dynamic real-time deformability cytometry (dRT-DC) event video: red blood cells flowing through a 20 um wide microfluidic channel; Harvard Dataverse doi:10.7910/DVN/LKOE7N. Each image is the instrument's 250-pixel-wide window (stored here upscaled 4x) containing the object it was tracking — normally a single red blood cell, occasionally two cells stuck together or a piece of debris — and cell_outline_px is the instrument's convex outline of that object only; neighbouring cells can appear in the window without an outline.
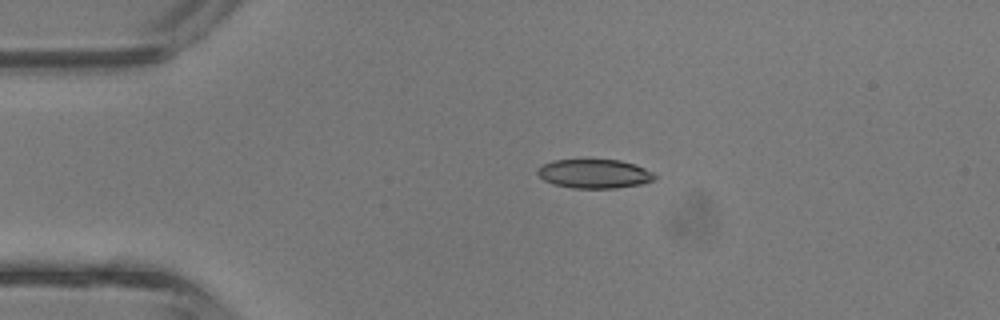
{"species": "common noctule bat (a hibernating species)", "species_latin": "Nyctalus noctula", "temperature_condition": "room temperature", "stored_images_in_passage": 5, "camera_frame_rate_fps": 3000, "um_per_image_px": 0.085, "animal": {"sex": "male", "body_mass_g": 13.3}, "frame": {"image": 1, "passage_image": 3, "time_ms": 0.667, "image_size_px": [1000, 320], "cell_outline_px": [[656, 176], [652, 180], [644, 184], [616, 188], [572, 188], [552, 184], [544, 180], [536, 172], [544, 164], [552, 160], [620, 160], [644, 168], [652, 172]], "centroid_in_image_um": [50.52, 14.78], "position_along_channel_um": 34.5, "area_um2": 19.65}}
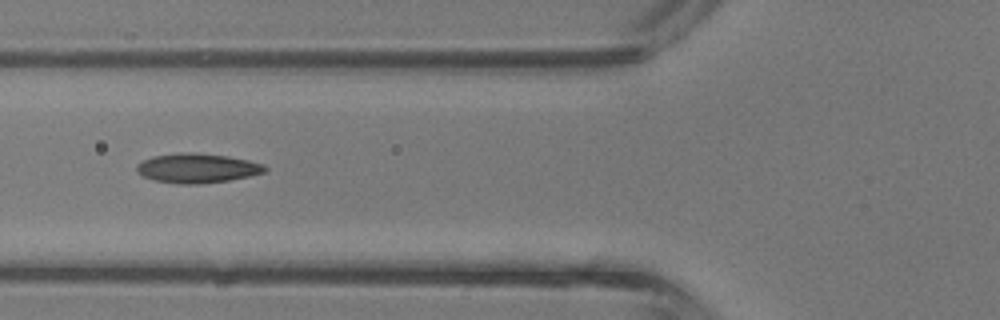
{"frame": {"image": 2, "passage_image": 5, "time_ms": 1.333, "image_size_px": [1000, 320], "cell_outline_px": [[268, 168], [264, 172], [248, 176], [228, 180], [196, 184], [180, 184], [152, 180], [136, 172], [136, 164], [152, 156], [228, 156], [248, 160], [264, 164]], "centroid_in_image_um": [16.77, 14.35], "position_along_channel_um": 109.0, "area_um2": 20.75}}